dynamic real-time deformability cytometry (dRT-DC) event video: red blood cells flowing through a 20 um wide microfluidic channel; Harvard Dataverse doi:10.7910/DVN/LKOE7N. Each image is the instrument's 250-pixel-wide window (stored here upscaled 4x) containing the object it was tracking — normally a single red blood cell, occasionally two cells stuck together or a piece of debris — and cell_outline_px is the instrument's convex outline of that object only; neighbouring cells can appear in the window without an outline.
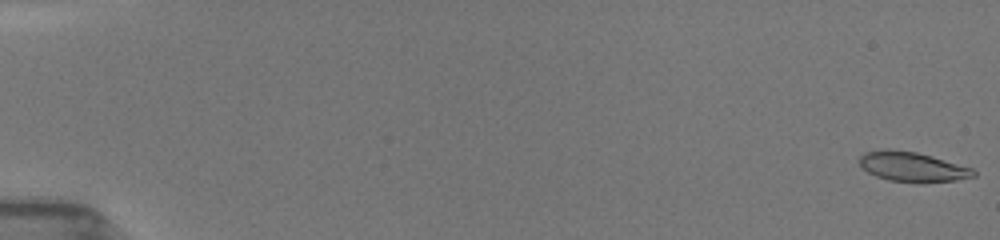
{"species": "common noctule bat (a hibernating species)", "species_latin": "Nyctalus noctula", "temperature_condition": "room temperature", "stored_images_in_passage": 109, "camera_frame_rate_fps": 3000, "um_per_image_px": 0.085, "animal": {"sex": "female", "body_mass_g": 19.5, "forearm_length_mm": 54.1}, "frame": {"image": 1, "passage_image": 1, "time_ms": 0.0, "image_size_px": [1000, 240], "cell_outline_px": [[976, 176], [956, 180], [888, 180], [876, 176], [868, 172], [860, 164], [860, 156], [864, 152], [888, 148], [916, 152], [932, 156], [972, 168], [976, 172]], "centroid_in_image_um": [77.52, 14.13], "position_along_channel_um": 7.5, "area_um2": 19.02}}
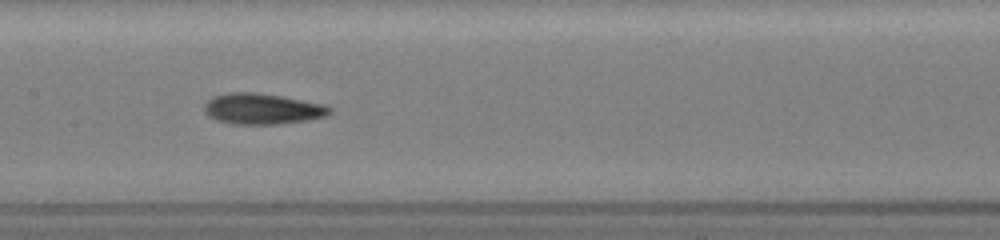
{"frame": {"image": 2, "passage_image": 56, "time_ms": 9.0, "image_size_px": [1000, 240], "cell_outline_px": [[332, 112], [328, 116], [308, 120], [276, 124], [232, 124], [216, 120], [208, 116], [204, 112], [204, 104], [212, 96], [228, 92], [256, 92], [280, 96], [324, 104], [332, 108]], "centroid_in_image_um": [22.28, 9.25], "position_along_channel_um": 185.1, "area_um2": 22.72}}
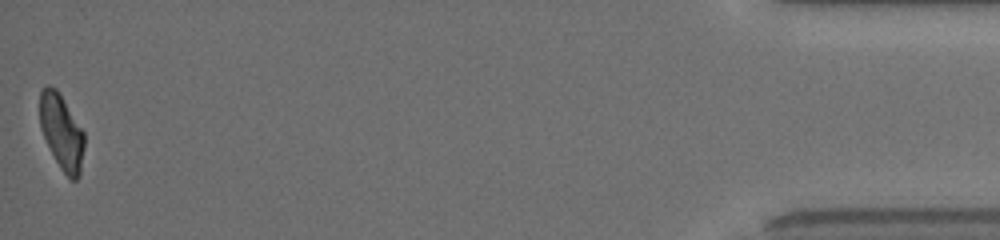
{"frame": {"image": 3, "passage_image": 107, "time_ms": 17.333, "image_size_px": [1000, 240], "cell_outline_px": [[84, 148], [80, 176], [76, 180], [72, 180], [60, 168], [40, 128], [40, 92], [48, 84], [56, 88], [84, 132]], "centroid_in_image_um": [5.25, 11.22], "position_along_channel_um": 430.0, "area_um2": 19.19}, "authors_computed_cell_mechanics": {"area_um2": 20.7502, "velocity_mm_per_s": 3.9599, "shape_relaxation_time_tau1_ms": 5.1085, "shape_relaxation_time_tau2_ms": 2.1015, "deformation_change_tau1": 0.1559, "deformation_change_tau2": 0.0945}}